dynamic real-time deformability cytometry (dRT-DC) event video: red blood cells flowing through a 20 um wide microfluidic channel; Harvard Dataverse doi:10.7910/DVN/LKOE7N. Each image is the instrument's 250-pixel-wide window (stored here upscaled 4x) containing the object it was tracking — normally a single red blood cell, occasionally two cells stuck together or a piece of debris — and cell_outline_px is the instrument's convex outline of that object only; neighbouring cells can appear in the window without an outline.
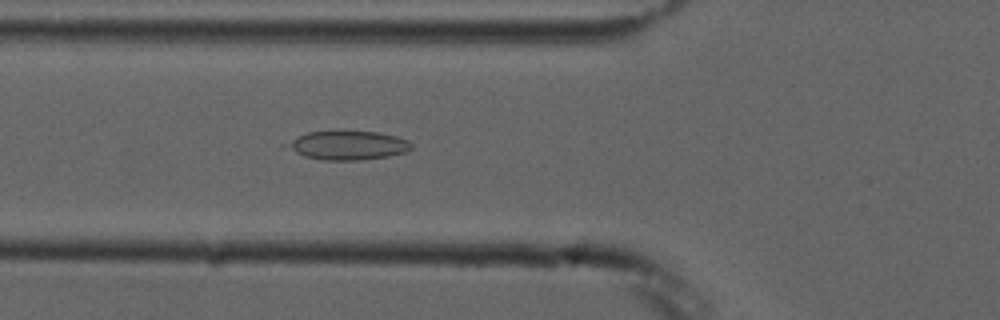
{"species": "common noctule bat (a hibernating species)", "species_latin": "Nyctalus noctula", "temperature_condition": "cold", "stored_images_in_passage": 5, "camera_frame_rate_fps": 3000, "um_per_image_px": 0.085, "animal": {"sex": "male", "forearm_length_mm": 52.5}, "frame": {"image": 1, "passage_image": 5, "time_ms": 4.667, "image_size_px": [1000, 320], "cell_outline_px": [[412, 148], [408, 152], [388, 156], [356, 160], [320, 160], [304, 156], [280, 144], [308, 132], [380, 132], [396, 136], [408, 140], [412, 144]], "centroid_in_image_um": [29.56, 12.36], "position_along_channel_um": 96.2, "area_um2": 20.87}}